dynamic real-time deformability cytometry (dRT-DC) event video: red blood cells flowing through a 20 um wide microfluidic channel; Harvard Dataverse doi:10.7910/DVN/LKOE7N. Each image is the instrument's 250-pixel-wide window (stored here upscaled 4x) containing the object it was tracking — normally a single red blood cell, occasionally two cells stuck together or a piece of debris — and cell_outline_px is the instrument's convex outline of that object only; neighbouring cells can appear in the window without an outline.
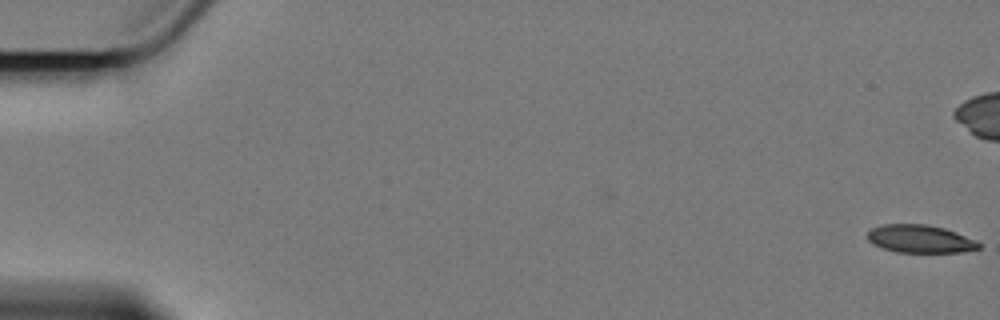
{"species": "Egyptian fruit bat (a non-hibernating species)", "species_latin": "Rousettus aegyptiacus", "temperature_condition": "cold", "stored_images_in_passage": 7, "camera_frame_rate_fps": 3000, "um_per_image_px": 0.085, "animal": {"sex": "female"}, "frame": {"image": 1, "passage_image": 1, "time_ms": 0.0, "image_size_px": [1000, 320], "cell_outline_px": [[980, 248], [960, 252], [896, 252], [872, 244], [868, 240], [868, 232], [872, 228], [880, 224], [928, 224], [944, 228], [956, 232], [976, 240], [980, 244]], "centroid_in_image_um": [78.2, 20.3], "position_along_channel_um": 6.8, "area_um2": 18.09}}